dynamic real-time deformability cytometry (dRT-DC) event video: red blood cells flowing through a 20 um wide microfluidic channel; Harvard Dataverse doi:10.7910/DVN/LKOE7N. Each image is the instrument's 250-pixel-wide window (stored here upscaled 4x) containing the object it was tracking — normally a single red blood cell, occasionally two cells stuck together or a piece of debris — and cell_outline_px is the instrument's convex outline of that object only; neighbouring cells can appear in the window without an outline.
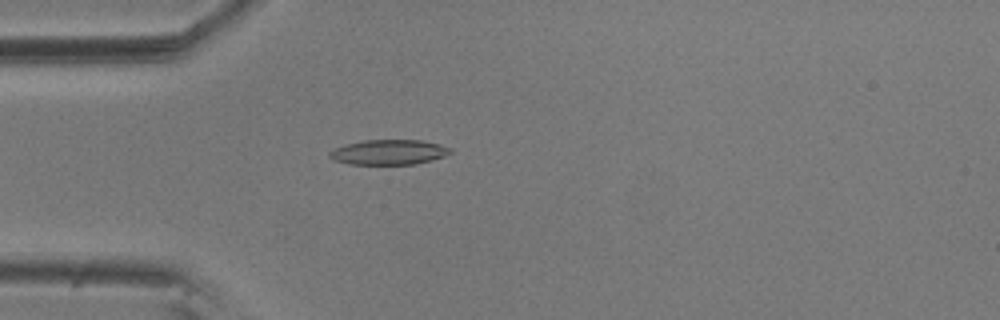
{"species": "common noctule bat (a hibernating species)", "species_latin": "Nyctalus noctula", "temperature_condition": "room temperature", "stored_images_in_passage": 55, "camera_frame_rate_fps": 3000, "um_per_image_px": 0.085, "animal": {"sex": "male", "body_mass_g": 20.5, "forearm_length_mm": 52.5}, "frame": {"image": 1, "passage_image": 15, "time_ms": 4.667, "image_size_px": [1000, 320], "cell_outline_px": [[452, 152], [444, 156], [432, 160], [416, 164], [352, 164], [332, 160], [328, 156], [328, 152], [332, 148], [344, 144], [364, 140], [420, 140], [440, 144], [452, 148]], "centroid_in_image_um": [33.02, 12.93], "position_along_channel_um": 52.0, "area_um2": 17.8}}
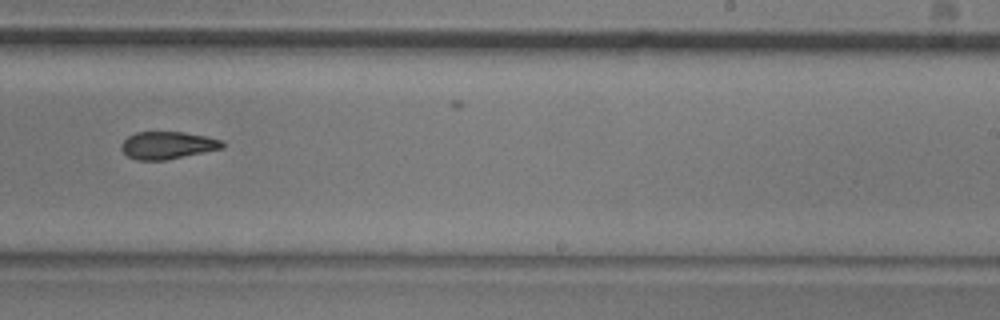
{"frame": {"image": 2, "passage_image": 34, "time_ms": 11.0, "image_size_px": [1000, 320], "cell_outline_px": [[224, 148], [164, 160], [136, 160], [128, 156], [120, 148], [120, 144], [128, 136], [136, 132], [184, 132], [204, 136], [220, 140], [224, 144]], "centroid_in_image_um": [14.2, 12.35], "position_along_channel_um": 274.8, "area_um2": 16.01}}
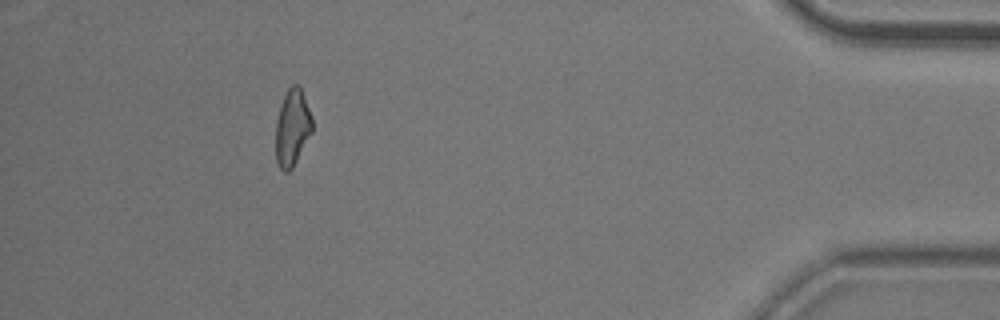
{"frame": {"image": 3, "passage_image": 50, "time_ms": 16.333, "image_size_px": [1000, 320], "cell_outline_px": [[312, 132], [292, 168], [288, 172], [284, 172], [280, 168], [276, 160], [276, 120], [284, 96], [288, 88], [292, 84], [300, 84], [312, 116]], "centroid_in_image_um": [24.85, 10.83], "position_along_channel_um": 410.3, "area_um2": 16.3}, "authors_computed_cell_mechanics": {"area_um2": 17.1088, "velocity_mm_per_s": 3.6281, "shape_relaxation_time_tau1_ms": 4.717, "shape_relaxation_time_tau2_ms": 5.1931, "deformation_change_tau1": 0.1319, "deformation_change_tau2": 0.1294}}